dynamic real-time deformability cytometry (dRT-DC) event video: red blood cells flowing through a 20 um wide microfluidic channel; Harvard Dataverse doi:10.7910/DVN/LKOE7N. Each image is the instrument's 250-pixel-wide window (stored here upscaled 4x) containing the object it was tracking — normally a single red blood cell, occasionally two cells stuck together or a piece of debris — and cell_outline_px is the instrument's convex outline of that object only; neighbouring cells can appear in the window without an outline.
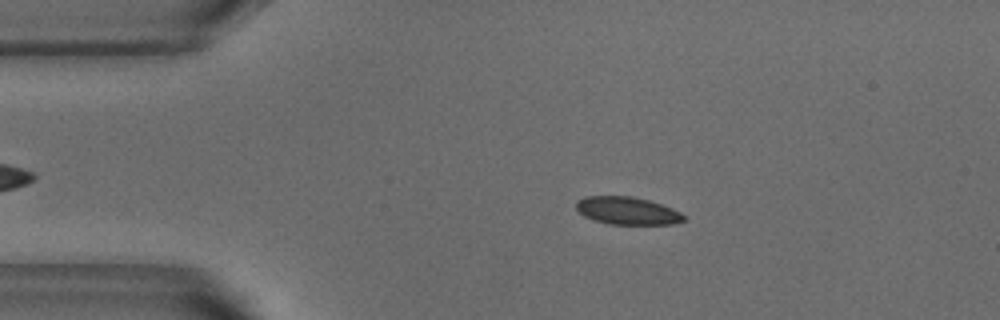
{"species": "common noctule bat (a hibernating species)", "species_latin": "Nyctalus noctula", "temperature_condition": "warm", "stored_images_in_passage": 37, "camera_frame_rate_fps": 3000, "um_per_image_px": 0.085, "animal": {"sex": "male", "body_mass_g": 18.8}, "frame": {"image": 1, "passage_image": 1, "time_ms": 0.0, "image_size_px": [1000, 320], "cell_outline_px": [[684, 220], [672, 224], [608, 224], [584, 216], [576, 208], [576, 200], [584, 196], [632, 196], [648, 200], [672, 208], [680, 212], [684, 216]], "centroid_in_image_um": [53.29, 17.9], "position_along_channel_um": 31.7, "area_um2": 17.22}}
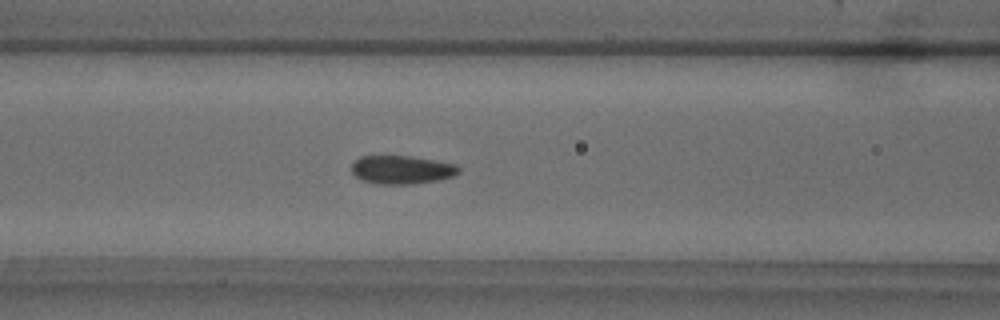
{"frame": {"image": 2, "passage_image": 12, "time_ms": 3.667, "image_size_px": [1000, 320], "cell_outline_px": [[460, 172], [452, 176], [440, 180], [412, 184], [380, 184], [360, 180], [352, 172], [352, 164], [360, 156], [412, 156], [456, 164], [460, 168]], "centroid_in_image_um": [34.16, 14.43], "position_along_channel_um": 132.4, "area_um2": 17.8}}
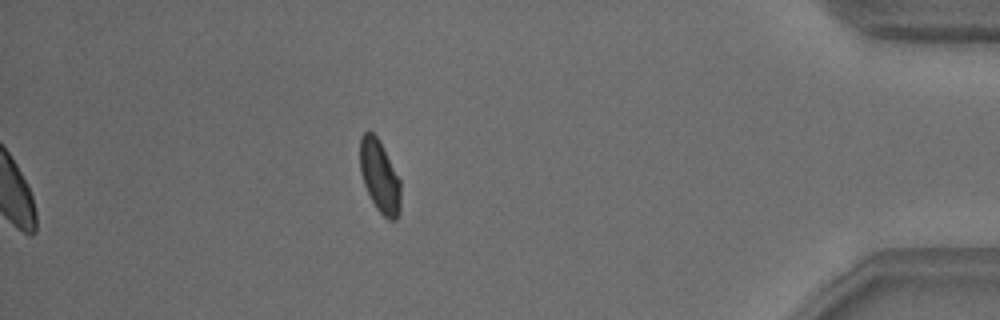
{"frame": {"image": 3, "passage_image": 37, "time_ms": 12.0, "image_size_px": [1000, 320], "cell_outline_px": [[400, 212], [396, 220], [388, 220], [376, 208], [364, 184], [360, 172], [360, 136], [364, 132], [372, 132], [380, 140], [400, 180]], "centroid_in_image_um": [32.27, 14.99], "position_along_channel_um": 402.9, "area_um2": 17.17}, "authors_computed_cell_mechanics": {"area_um2": 18.1492, "velocity_mm_per_s": 3.8149, "shape_relaxation_time_tau1_ms": 2.0935, "shape_relaxation_time_tau2_ms": 0.647, "deformation_change_tau1": 0.1067, "deformation_change_tau2": 0.0552}}